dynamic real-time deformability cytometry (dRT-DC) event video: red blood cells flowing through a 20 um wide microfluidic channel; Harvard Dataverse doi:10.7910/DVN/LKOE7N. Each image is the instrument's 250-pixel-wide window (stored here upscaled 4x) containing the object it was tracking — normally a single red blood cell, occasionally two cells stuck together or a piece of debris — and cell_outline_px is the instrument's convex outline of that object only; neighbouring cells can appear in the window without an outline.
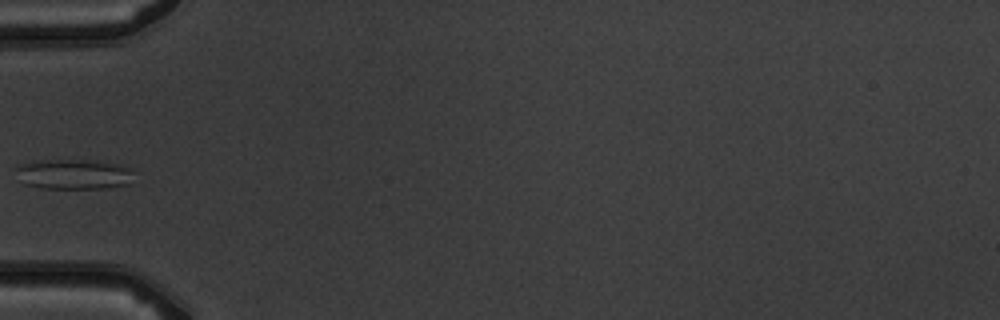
{"species": "common noctule bat (a hibernating species)", "species_latin": "Nyctalus noctula", "temperature_condition": "warm", "stored_images_in_passage": 6, "camera_frame_rate_fps": 3000, "um_per_image_px": 0.085, "animal": {"sex": "male", "body_mass_g": 19.5, "forearm_length_mm": 54.6}, "frame": {"image": 1, "passage_image": 4, "time_ms": 4.333, "image_size_px": [1000, 320], "cell_outline_px": [[132, 184], [104, 188], [40, 188], [24, 184], [20, 180], [12, 168], [16, 164], [36, 160], [84, 160], [120, 164], [132, 168]], "centroid_in_image_um": [6.2, 14.8], "position_along_channel_um": 78.8, "area_um2": 21.15}}
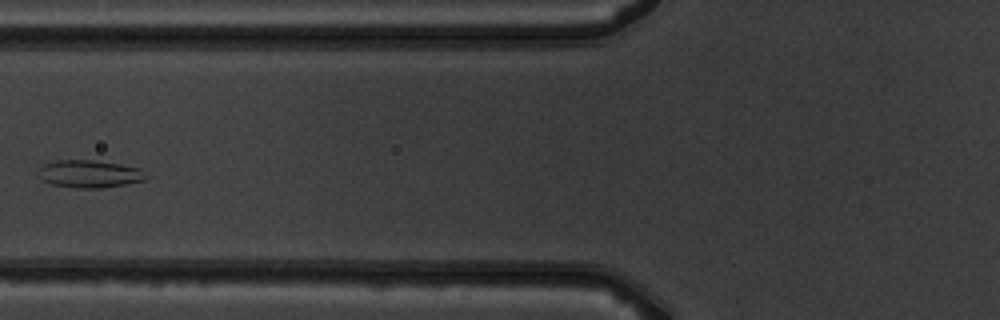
{"frame": {"image": 2, "passage_image": 5, "time_ms": 5.333, "image_size_px": [1000, 320], "cell_outline_px": [[148, 176], [144, 180], [124, 184], [100, 188], [76, 188], [52, 184], [40, 180], [36, 172], [44, 164], [56, 160], [92, 160], [120, 164], [140, 168]], "centroid_in_image_um": [7.56, 14.78], "position_along_channel_um": 118.2, "area_um2": 17.34}}